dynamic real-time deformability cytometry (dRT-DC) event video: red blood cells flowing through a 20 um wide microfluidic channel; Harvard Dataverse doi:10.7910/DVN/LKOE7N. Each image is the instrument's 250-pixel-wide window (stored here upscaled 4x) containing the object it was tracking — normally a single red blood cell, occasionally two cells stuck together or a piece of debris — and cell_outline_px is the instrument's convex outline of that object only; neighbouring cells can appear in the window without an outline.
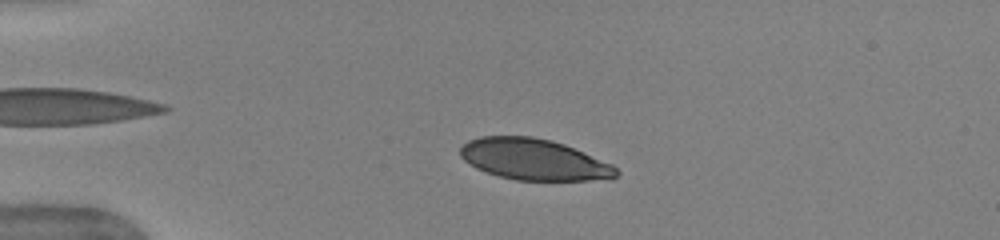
{"species": "human", "species_latin": "Homo sapiens", "temperature_condition": "warm", "stored_images_in_passage": 40, "camera_frame_rate_fps": 3000, "um_per_image_px": 0.085, "donor": {"sex": "female"}, "frame": {"image": 1, "passage_image": 5, "time_ms": 1.333, "image_size_px": [1000, 240], "cell_outline_px": [[620, 172], [612, 180], [516, 180], [500, 176], [476, 168], [464, 160], [460, 156], [460, 148], [468, 140], [480, 136], [532, 136], [552, 140], [564, 144], [612, 164]], "centroid_in_image_um": [45.4, 13.55], "position_along_channel_um": 39.6, "area_um2": 37.45}}
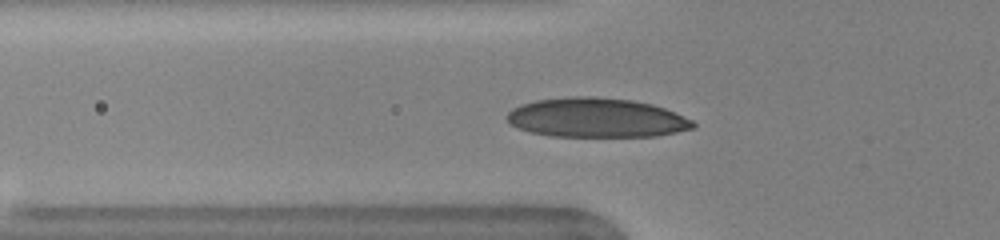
{"frame": {"image": 2, "passage_image": 11, "time_ms": 3.333, "image_size_px": [1000, 240], "cell_outline_px": [[696, 128], [656, 136], [552, 136], [528, 132], [516, 128], [508, 124], [508, 112], [512, 108], [520, 104], [536, 100], [572, 96], [592, 96], [632, 100], [652, 104], [664, 108], [692, 120], [696, 124]], "centroid_in_image_um": [50.66, 10.01], "position_along_channel_um": 75.1, "area_um2": 42.83}}
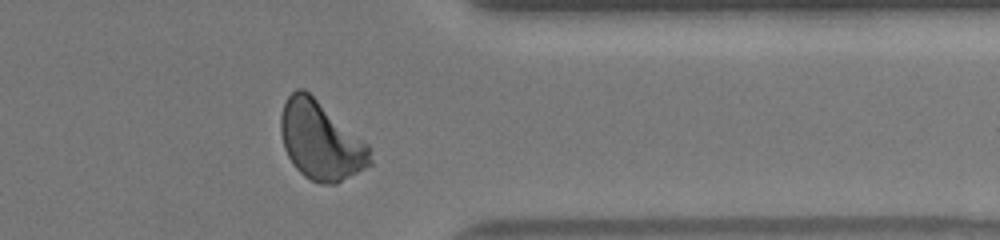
{"frame": {"image": 3, "passage_image": 35, "time_ms": 11.333, "image_size_px": [1000, 240], "cell_outline_px": [[372, 164], [336, 184], [320, 184], [304, 176], [292, 164], [284, 148], [280, 132], [280, 116], [284, 104], [288, 96], [296, 88], [304, 88], [364, 140], [368, 144], [372, 160]], "centroid_in_image_um": [27.24, 11.96], "position_along_channel_um": 384.2, "area_um2": 40.75}, "authors_computed_cell_mechanics": {"area_um2": 39.593, "velocity_mm_per_s": 3.9192, "shape_relaxation_time_tau1_ms": 2.8309, "shape_relaxation_time_tau2_ms": null, "deformation_change_tau1": 0.1294, "deformation_change_tau2": null}}